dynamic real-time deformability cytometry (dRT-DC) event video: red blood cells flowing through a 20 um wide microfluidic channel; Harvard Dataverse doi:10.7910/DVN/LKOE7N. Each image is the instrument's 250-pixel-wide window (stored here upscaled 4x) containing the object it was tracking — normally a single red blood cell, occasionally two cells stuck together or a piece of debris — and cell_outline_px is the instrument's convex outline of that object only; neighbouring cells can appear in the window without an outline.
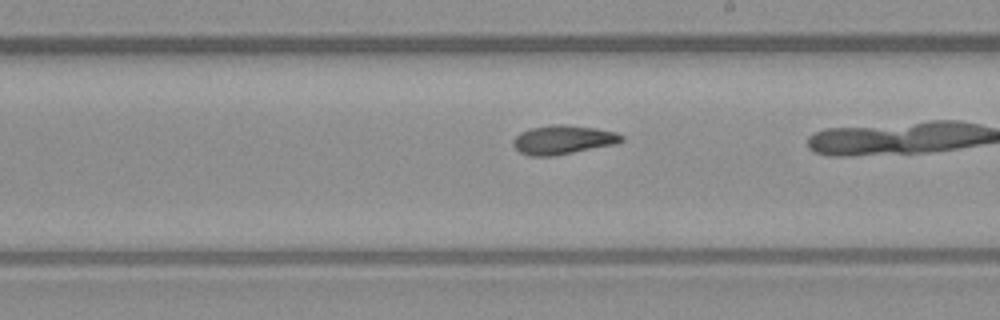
{"species": "common noctule bat (a hibernating species)", "species_latin": "Nyctalus noctula", "temperature_condition": "warm", "stored_images_in_passage": 36, "camera_frame_rate_fps": 3000, "um_per_image_px": 0.085, "animal": {"sex": "male", "body_mass_g": 23.1, "forearm_length_mm": 52.7}, "frame": {"image": 1, "passage_image": 26, "time_ms": 8.333, "image_size_px": [1000, 320], "cell_outline_px": [[624, 140], [616, 144], [556, 156], [528, 156], [520, 152], [512, 144], [512, 140], [520, 132], [532, 128], [552, 124], [564, 124], [596, 128], [616, 132], [624, 136]], "centroid_in_image_um": [47.86, 11.88], "position_along_channel_um": 241.1, "area_um2": 18.5}}